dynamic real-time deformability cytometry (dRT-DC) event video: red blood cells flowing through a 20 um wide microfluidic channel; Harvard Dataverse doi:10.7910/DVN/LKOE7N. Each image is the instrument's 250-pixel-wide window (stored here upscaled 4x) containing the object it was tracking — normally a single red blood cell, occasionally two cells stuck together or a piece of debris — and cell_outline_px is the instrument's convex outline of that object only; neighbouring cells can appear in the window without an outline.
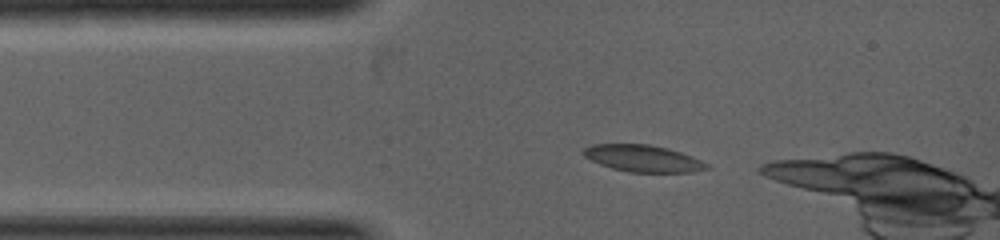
{"species": "common noctule bat (a hibernating species)", "species_latin": "Nyctalus noctula", "temperature_condition": "warm", "stored_images_in_passage": 12, "segment_of_instrument_passage": [1, 2], "camera_frame_rate_fps": 5000, "um_per_image_px": 0.085, "animal": {"sex": "female", "body_mass_g": 19.0, "forearm_length_mm": 53.3}, "frame": {"image": 1, "passage_image": 2, "time_ms": 0.2, "image_size_px": [1000, 240], "cell_outline_px": [[712, 168], [692, 172], [628, 172], [612, 168], [600, 164], [584, 156], [580, 152], [584, 148], [592, 144], [648, 144], [668, 148], [692, 156], [708, 164]], "centroid_in_image_um": [54.65, 13.46], "position_along_channel_um": 30.3, "area_um2": 19.31}}
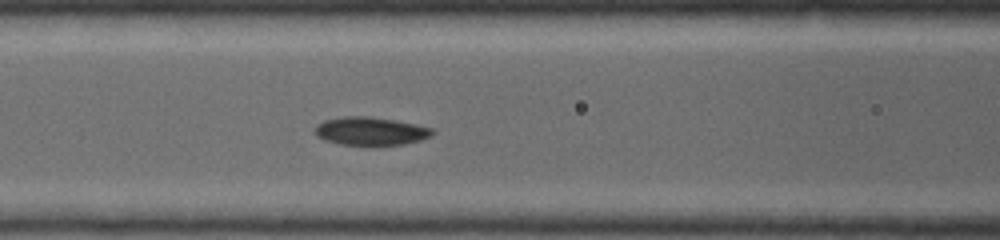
{"frame": {"image": 2, "passage_image": 8, "time_ms": 1.8, "image_size_px": [1000, 240], "cell_outline_px": [[436, 132], [432, 136], [420, 140], [404, 144], [380, 148], [364, 148], [340, 144], [324, 140], [316, 136], [316, 124], [324, 120], [344, 116], [368, 116], [416, 124], [432, 128]], "centroid_in_image_um": [31.51, 11.2], "position_along_channel_um": 135.1, "area_um2": 20.23}}
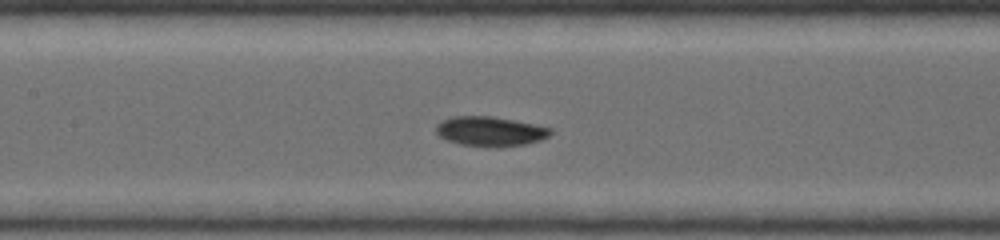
{"frame": {"image": 3, "passage_image": 10, "time_ms": 2.2, "image_size_px": [1000, 240], "cell_outline_px": [[552, 132], [548, 136], [540, 140], [524, 144], [496, 148], [460, 144], [448, 140], [440, 136], [436, 132], [436, 124], [452, 116], [492, 116], [536, 124], [552, 128]], "centroid_in_image_um": [41.68, 11.16], "position_along_channel_um": 165.7, "area_um2": 19.83}}